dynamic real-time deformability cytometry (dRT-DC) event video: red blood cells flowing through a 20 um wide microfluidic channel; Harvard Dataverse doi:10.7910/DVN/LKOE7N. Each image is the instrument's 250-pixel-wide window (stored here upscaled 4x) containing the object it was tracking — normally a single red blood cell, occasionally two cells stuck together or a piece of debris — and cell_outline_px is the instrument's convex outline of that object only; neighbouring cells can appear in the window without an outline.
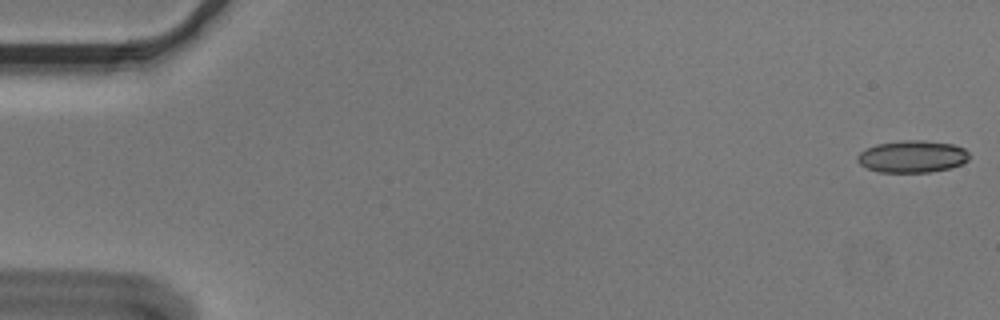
{"species": "Egyptian fruit bat (a non-hibernating species)", "species_latin": "Rousettus aegyptiacus", "temperature_condition": "cold", "stored_images_in_passage": 55, "camera_frame_rate_fps": 3000, "um_per_image_px": 0.085, "animal": {"sex": "male"}, "frame": {"image": 1, "passage_image": 1, "time_ms": 0.0, "image_size_px": [1000, 320], "cell_outline_px": [[968, 160], [952, 168], [928, 172], [880, 172], [868, 168], [860, 164], [856, 160], [856, 156], [860, 152], [876, 144], [900, 140], [924, 140], [952, 144], [964, 148], [968, 152]], "centroid_in_image_um": [77.54, 13.3], "position_along_channel_um": 7.5, "area_um2": 20.92}}
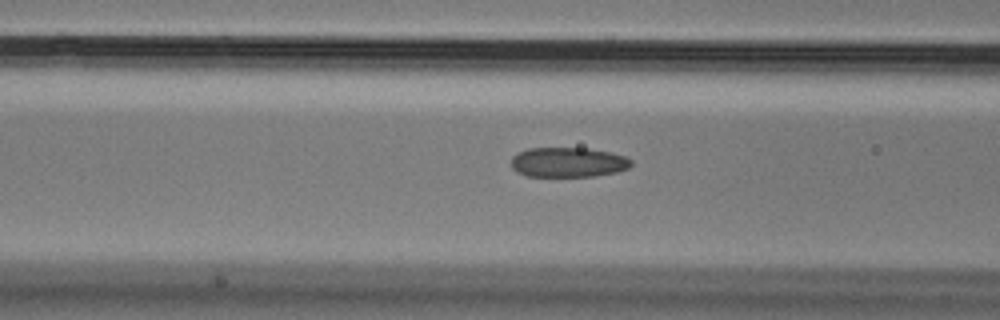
{"frame": {"image": 2, "passage_image": 22, "time_ms": 7.0, "image_size_px": [1000, 320], "cell_outline_px": [[632, 164], [628, 168], [616, 172], [596, 176], [524, 176], [516, 172], [512, 168], [512, 156], [528, 148], [588, 148], [612, 152], [624, 156], [632, 160]], "centroid_in_image_um": [48.29, 13.79], "position_along_channel_um": 118.3, "area_um2": 20.98}}
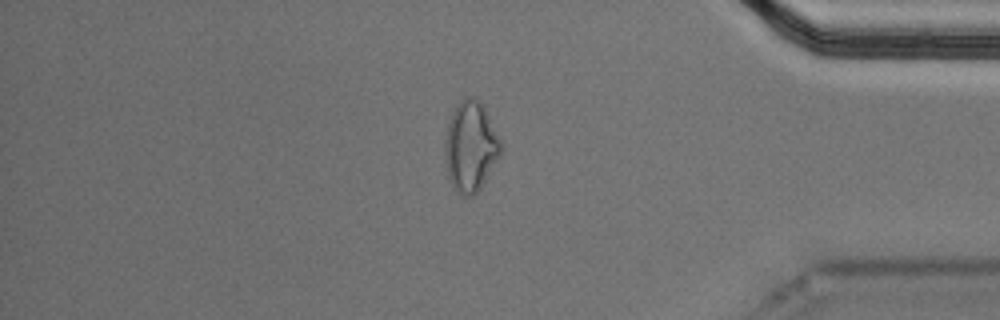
{"frame": {"image": 3, "passage_image": 47, "time_ms": 15.333, "image_size_px": [1000, 320], "cell_outline_px": [[504, 148], [500, 156], [480, 188], [472, 196], [464, 196], [456, 192], [448, 180], [444, 160], [444, 140], [448, 124], [452, 112], [456, 104], [464, 96], [472, 96], [484, 108], [504, 144]], "centroid_in_image_um": [39.99, 12.47], "position_along_channel_um": 395.2, "area_um2": 29.82}, "authors_computed_cell_mechanics": {"area_um2": 21.675, "velocity_mm_per_s": 3.6238, "shape_relaxation_time_tau1_ms": null, "shape_relaxation_time_tau2_ms": 2.2111, "deformation_change_tau1": null, "deformation_change_tau2": 0.0863}}